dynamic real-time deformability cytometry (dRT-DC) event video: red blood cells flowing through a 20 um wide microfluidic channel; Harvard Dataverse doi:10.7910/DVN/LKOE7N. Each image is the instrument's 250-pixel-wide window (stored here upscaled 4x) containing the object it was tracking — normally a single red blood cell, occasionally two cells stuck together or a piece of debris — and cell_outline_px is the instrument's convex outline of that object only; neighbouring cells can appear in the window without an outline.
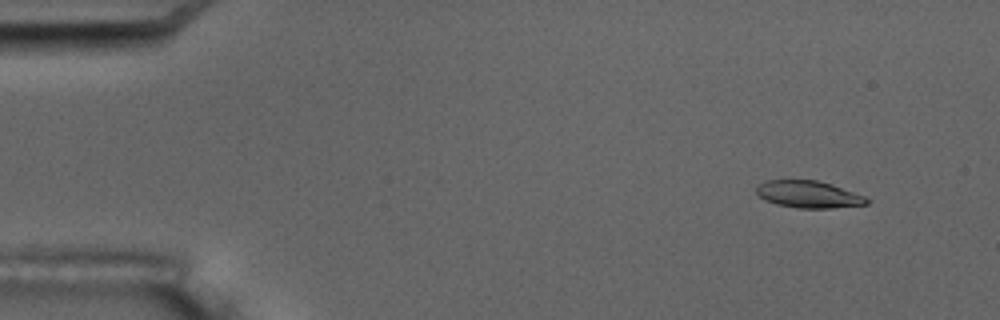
{"species": "common noctule bat (a hibernating species)", "species_latin": "Nyctalus noctula", "temperature_condition": "room temperature", "stored_images_in_passage": 8, "camera_frame_rate_fps": 3000, "um_per_image_px": 0.085, "animal": {"sex": "male", "body_mass_g": 17.5, "forearm_length_mm": 52.3}, "frame": {"image": 1, "passage_image": 1, "time_ms": 0.0, "image_size_px": [1000, 320], "cell_outline_px": [[872, 200], [868, 204], [832, 208], [800, 208], [776, 204], [764, 200], [756, 192], [756, 188], [764, 180], [816, 180], [832, 184], [864, 196]], "centroid_in_image_um": [68.74, 16.52], "position_along_channel_um": 16.3, "area_um2": 17.4}}
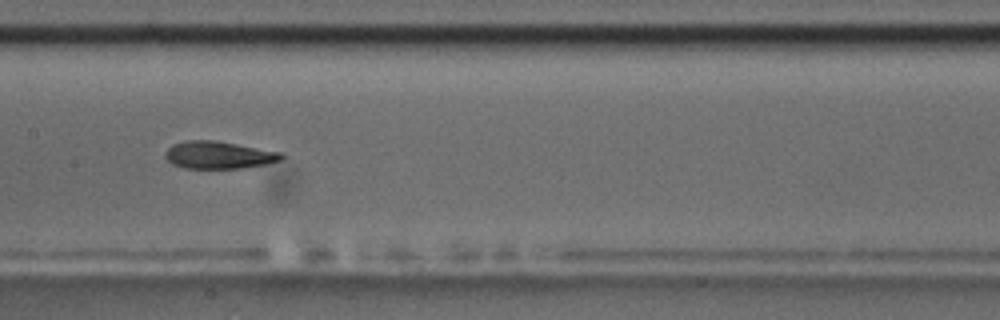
{"frame": {"image": 2, "passage_image": 8, "time_ms": 8.0, "image_size_px": [1000, 320], "cell_outline_px": [[284, 156], [280, 160], [264, 164], [244, 168], [184, 168], [172, 164], [164, 156], [164, 152], [172, 144], [184, 140], [216, 140], [280, 152]], "centroid_in_image_um": [18.53, 13.17], "position_along_channel_um": 188.9, "area_um2": 18.55}}